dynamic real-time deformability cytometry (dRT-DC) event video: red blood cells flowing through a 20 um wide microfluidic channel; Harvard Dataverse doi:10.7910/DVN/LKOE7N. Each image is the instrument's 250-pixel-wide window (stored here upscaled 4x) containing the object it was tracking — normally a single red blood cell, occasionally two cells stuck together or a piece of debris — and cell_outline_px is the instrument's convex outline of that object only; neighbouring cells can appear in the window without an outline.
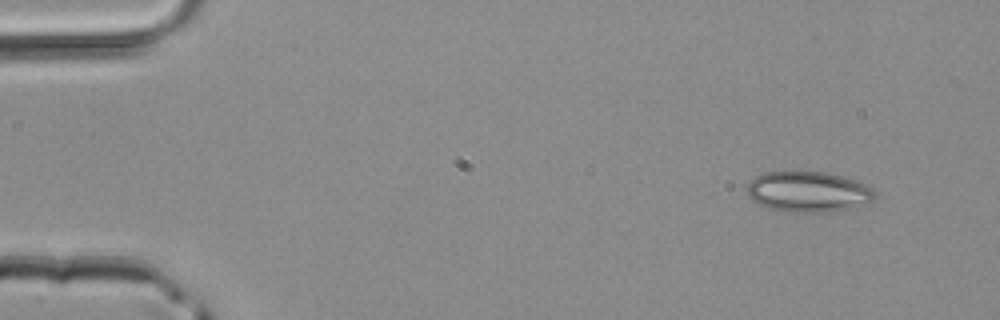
{"species": "common noctule bat (a hibernating species)", "species_latin": "Nyctalus noctula", "temperature_condition": "room temperature", "stored_images_in_passage": 3, "segment_of_instrument_passage": [2, 2], "camera_frame_rate_fps": 3000, "um_per_image_px": 0.085, "animal": {"sex": "male", "body_mass_g": 20.4}, "frame": {"image": 1, "passage_image": 3, "time_ms": 0.667, "image_size_px": [1000, 320], "cell_outline_px": [[876, 196], [872, 200], [848, 208], [832, 212], [784, 212], [768, 208], [752, 200], [748, 196], [748, 184], [760, 172], [784, 168], [792, 168], [828, 172], [844, 176], [856, 180], [872, 188], [876, 192]], "centroid_in_image_um": [68.64, 16.23], "position_along_channel_um": 16.4, "area_um2": 31.33}}